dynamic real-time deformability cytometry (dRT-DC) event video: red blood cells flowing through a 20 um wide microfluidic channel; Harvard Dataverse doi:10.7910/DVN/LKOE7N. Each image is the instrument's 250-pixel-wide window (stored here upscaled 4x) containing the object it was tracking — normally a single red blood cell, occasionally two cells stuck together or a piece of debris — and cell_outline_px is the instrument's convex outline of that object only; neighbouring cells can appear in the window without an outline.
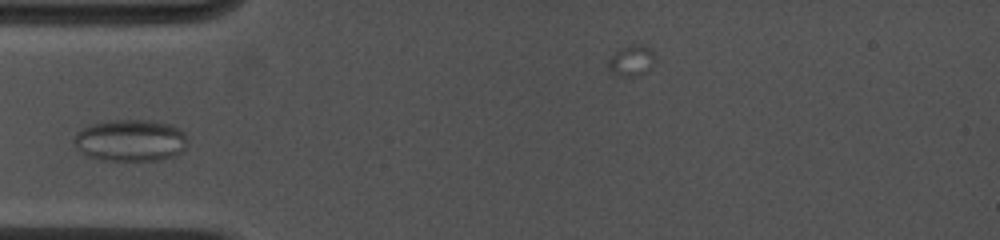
{"species": "common noctule bat (a hibernating species)", "species_latin": "Nyctalus noctula", "temperature_condition": "cold", "stored_images_in_passage": 13, "camera_frame_rate_fps": 4500, "um_per_image_px": 0.085, "animal": {"sex": "female", "body_mass_g": 19.0, "forearm_length_mm": 53.3}, "frame": {"image": 1, "passage_image": 3, "time_ms": 2.222, "image_size_px": [1000, 240], "cell_outline_px": [[188, 140], [184, 148], [180, 152], [172, 156], [156, 160], [100, 160], [88, 156], [80, 152], [72, 144], [72, 140], [76, 132], [92, 124], [108, 120], [148, 120], [172, 124], [180, 128], [184, 132]], "centroid_in_image_um": [11.06, 11.92], "position_along_channel_um": 73.9, "area_um2": 27.92}}
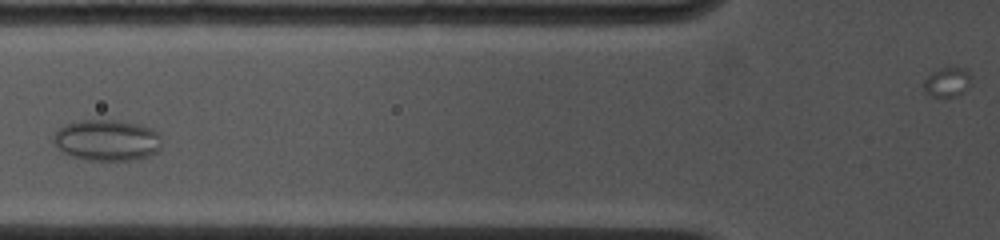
{"frame": {"image": 2, "passage_image": 4, "time_ms": 3.333, "image_size_px": [1000, 240], "cell_outline_px": [[160, 148], [156, 152], [148, 156], [136, 160], [88, 160], [68, 156], [60, 152], [52, 140], [52, 136], [64, 124], [84, 120], [116, 120], [136, 124], [152, 128], [160, 136]], "centroid_in_image_um": [9.05, 11.93], "position_along_channel_um": 116.8, "area_um2": 26.13}}
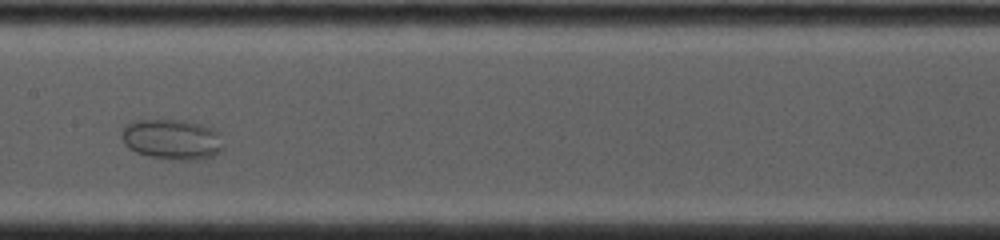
{"frame": {"image": 3, "passage_image": 6, "time_ms": 5.333, "image_size_px": [1000, 240], "cell_outline_px": [[224, 148], [220, 152], [212, 156], [200, 160], [180, 160], [148, 156], [136, 152], [128, 148], [124, 144], [120, 136], [120, 132], [124, 124], [140, 120], [184, 120], [216, 128]], "centroid_in_image_um": [14.61, 11.84], "position_along_channel_um": 192.8, "area_um2": 24.28}}